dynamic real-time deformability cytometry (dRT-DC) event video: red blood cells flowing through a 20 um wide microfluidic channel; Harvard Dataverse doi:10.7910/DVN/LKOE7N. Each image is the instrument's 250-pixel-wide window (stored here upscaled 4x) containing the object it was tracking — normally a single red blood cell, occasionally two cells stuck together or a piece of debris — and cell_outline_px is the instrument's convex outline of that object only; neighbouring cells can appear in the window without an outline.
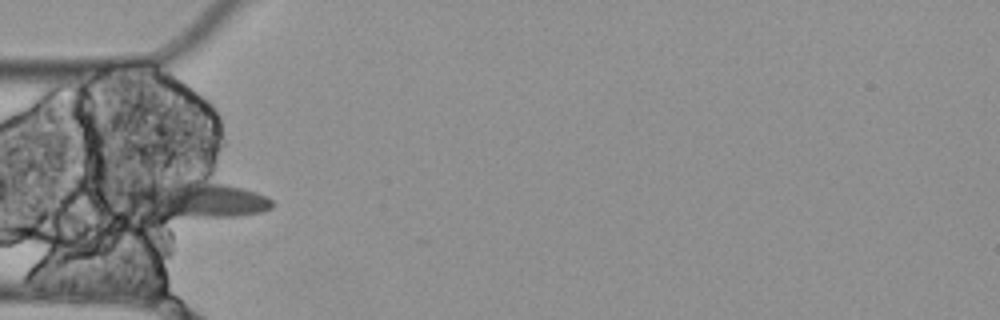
{"species": "Egyptian fruit bat (a non-hibernating species)", "species_latin": "Rousettus aegyptiacus", "temperature_condition": "cold", "stored_images_in_passage": 6, "camera_frame_rate_fps": 3000, "um_per_image_px": 0.085, "animal": {"sex": "female"}, "frame": {"image": 1, "passage_image": 5, "time_ms": 1.333, "image_size_px": [1000, 320], "cell_outline_px": [[272, 208], [260, 212], [240, 216], [148, 216], [112, 204], [116, 192], [124, 188], [148, 180], [168, 176], [204, 172], [256, 192], [272, 200]], "centroid_in_image_um": [16.23, 16.77], "position_along_channel_um": 68.8, "area_um2": 36.7}}
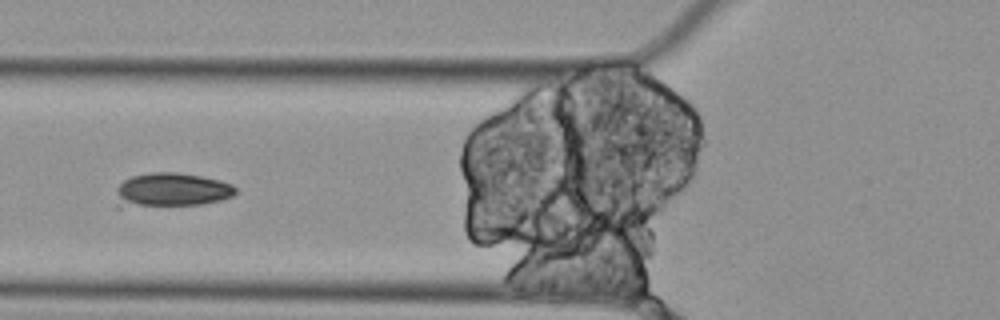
{"frame": {"image": 2, "passage_image": 6, "time_ms": 1.667, "image_size_px": [1000, 320], "cell_outline_px": [[236, 192], [232, 196], [220, 200], [200, 204], [120, 208], [116, 208], [116, 188], [124, 180], [132, 176], [148, 172], [176, 172], [200, 176], [220, 180], [232, 184], [236, 188]], "centroid_in_image_um": [14.49, 16.16], "position_along_channel_um": 111.3, "area_um2": 24.16}}